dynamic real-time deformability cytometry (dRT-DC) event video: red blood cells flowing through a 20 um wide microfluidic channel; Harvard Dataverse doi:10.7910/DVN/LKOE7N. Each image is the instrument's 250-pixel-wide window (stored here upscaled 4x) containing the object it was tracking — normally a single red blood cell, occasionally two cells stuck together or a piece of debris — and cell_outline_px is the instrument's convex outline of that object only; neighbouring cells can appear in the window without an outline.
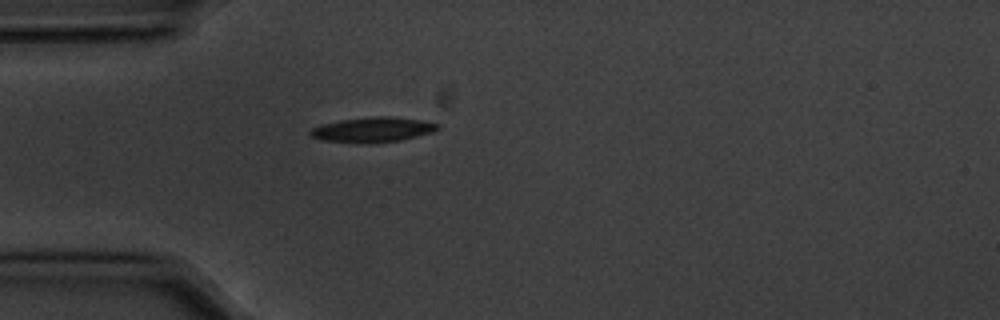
{"species": "common noctule bat (a hibernating species)", "species_latin": "Nyctalus noctula", "temperature_condition": "cold", "stored_images_in_passage": 41, "camera_frame_rate_fps": 3000, "um_per_image_px": 0.085, "animal": {"sex": "male", "body_mass_g": 20.1, "forearm_length_mm": 53.5}, "frame": {"image": 1, "passage_image": 1, "time_ms": 0.0, "image_size_px": [1000, 320], "cell_outline_px": [[440, 128], [432, 132], [400, 140], [360, 144], [356, 144], [320, 140], [312, 136], [308, 132], [312, 128], [324, 124], [340, 120], [376, 116], [392, 116], [420, 120], [440, 124]], "centroid_in_image_um": [31.66, 11.03], "position_along_channel_um": 53.3, "area_um2": 18.55}}
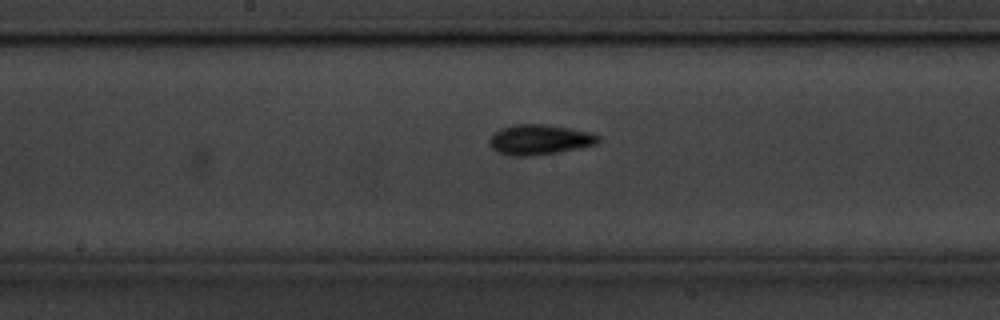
{"frame": {"image": 2, "passage_image": 14, "time_ms": 4.333, "image_size_px": [1000, 320], "cell_outline_px": [[600, 140], [596, 144], [556, 152], [524, 156], [512, 156], [500, 152], [492, 148], [488, 140], [500, 128], [516, 124], [544, 124], [592, 132], [600, 136]], "centroid_in_image_um": [45.86, 11.85], "position_along_channel_um": 202.3, "area_um2": 18.79}}
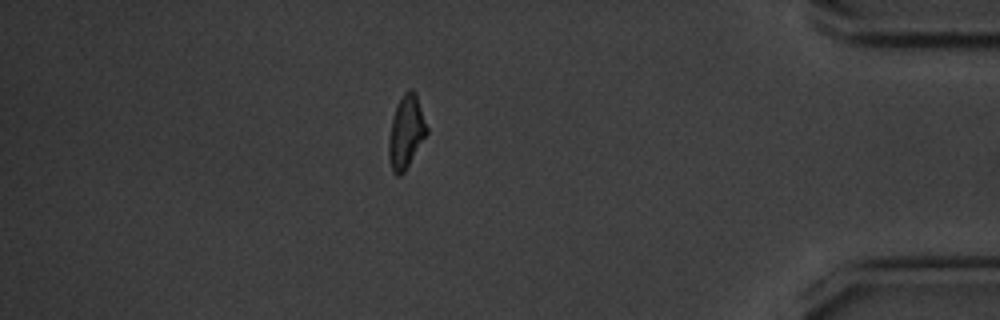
{"frame": {"image": 3, "passage_image": 34, "time_ms": 11.0, "image_size_px": [1000, 320], "cell_outline_px": [[428, 132], [404, 172], [400, 176], [396, 176], [392, 172], [388, 156], [388, 140], [392, 116], [396, 104], [404, 92], [408, 88], [412, 88], [416, 92], [428, 128]], "centroid_in_image_um": [34.5, 11.19], "position_along_channel_um": 400.7, "area_um2": 16.42}, "authors_computed_cell_mechanics": {"area_um2": 16.762, "velocity_mm_per_s": 3.5772, "shape_relaxation_time_tau1_ms": 2.5831, "shape_relaxation_time_tau2_ms": 5.9932, "deformation_change_tau1": 0.1549, "deformation_change_tau2": 0.1276}}